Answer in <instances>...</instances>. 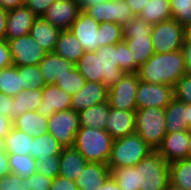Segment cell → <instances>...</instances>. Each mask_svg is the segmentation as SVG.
Segmentation results:
<instances>
[{
	"label": "cell",
	"mask_w": 191,
	"mask_h": 190,
	"mask_svg": "<svg viewBox=\"0 0 191 190\" xmlns=\"http://www.w3.org/2000/svg\"><path fill=\"white\" fill-rule=\"evenodd\" d=\"M186 73L182 49L175 52L154 53L137 71L139 79L143 82L173 87Z\"/></svg>",
	"instance_id": "6da1fadb"
},
{
	"label": "cell",
	"mask_w": 191,
	"mask_h": 190,
	"mask_svg": "<svg viewBox=\"0 0 191 190\" xmlns=\"http://www.w3.org/2000/svg\"><path fill=\"white\" fill-rule=\"evenodd\" d=\"M114 139L104 129L80 127L73 147L88 161L107 164Z\"/></svg>",
	"instance_id": "7a4b0ae2"
},
{
	"label": "cell",
	"mask_w": 191,
	"mask_h": 190,
	"mask_svg": "<svg viewBox=\"0 0 191 190\" xmlns=\"http://www.w3.org/2000/svg\"><path fill=\"white\" fill-rule=\"evenodd\" d=\"M152 28L153 25L145 22L139 15L133 16L132 20L122 26L123 40L138 67L155 53L150 36Z\"/></svg>",
	"instance_id": "3957f363"
},
{
	"label": "cell",
	"mask_w": 191,
	"mask_h": 190,
	"mask_svg": "<svg viewBox=\"0 0 191 190\" xmlns=\"http://www.w3.org/2000/svg\"><path fill=\"white\" fill-rule=\"evenodd\" d=\"M154 151L136 132L113 141L107 165L110 170L135 166Z\"/></svg>",
	"instance_id": "277c9868"
},
{
	"label": "cell",
	"mask_w": 191,
	"mask_h": 190,
	"mask_svg": "<svg viewBox=\"0 0 191 190\" xmlns=\"http://www.w3.org/2000/svg\"><path fill=\"white\" fill-rule=\"evenodd\" d=\"M135 167L140 190H166L170 183L169 163L156 150Z\"/></svg>",
	"instance_id": "5b68a950"
},
{
	"label": "cell",
	"mask_w": 191,
	"mask_h": 190,
	"mask_svg": "<svg viewBox=\"0 0 191 190\" xmlns=\"http://www.w3.org/2000/svg\"><path fill=\"white\" fill-rule=\"evenodd\" d=\"M135 132L153 150H157L167 133L165 109L155 107L136 109Z\"/></svg>",
	"instance_id": "8992f818"
},
{
	"label": "cell",
	"mask_w": 191,
	"mask_h": 190,
	"mask_svg": "<svg viewBox=\"0 0 191 190\" xmlns=\"http://www.w3.org/2000/svg\"><path fill=\"white\" fill-rule=\"evenodd\" d=\"M150 36L155 53L175 52L184 44V26L175 19L161 21L153 24Z\"/></svg>",
	"instance_id": "52a82bcc"
},
{
	"label": "cell",
	"mask_w": 191,
	"mask_h": 190,
	"mask_svg": "<svg viewBox=\"0 0 191 190\" xmlns=\"http://www.w3.org/2000/svg\"><path fill=\"white\" fill-rule=\"evenodd\" d=\"M48 132L63 147H73L79 130V114L72 109L57 111L47 118Z\"/></svg>",
	"instance_id": "ba28073f"
},
{
	"label": "cell",
	"mask_w": 191,
	"mask_h": 190,
	"mask_svg": "<svg viewBox=\"0 0 191 190\" xmlns=\"http://www.w3.org/2000/svg\"><path fill=\"white\" fill-rule=\"evenodd\" d=\"M6 41L14 66L39 65L48 53L30 34Z\"/></svg>",
	"instance_id": "9c48e42d"
},
{
	"label": "cell",
	"mask_w": 191,
	"mask_h": 190,
	"mask_svg": "<svg viewBox=\"0 0 191 190\" xmlns=\"http://www.w3.org/2000/svg\"><path fill=\"white\" fill-rule=\"evenodd\" d=\"M139 80L137 73H125L114 86L109 88L110 107L118 110H136V92Z\"/></svg>",
	"instance_id": "30bf717a"
},
{
	"label": "cell",
	"mask_w": 191,
	"mask_h": 190,
	"mask_svg": "<svg viewBox=\"0 0 191 190\" xmlns=\"http://www.w3.org/2000/svg\"><path fill=\"white\" fill-rule=\"evenodd\" d=\"M174 99V87L166 84H153L139 80L136 92V109H165Z\"/></svg>",
	"instance_id": "8fae6325"
},
{
	"label": "cell",
	"mask_w": 191,
	"mask_h": 190,
	"mask_svg": "<svg viewBox=\"0 0 191 190\" xmlns=\"http://www.w3.org/2000/svg\"><path fill=\"white\" fill-rule=\"evenodd\" d=\"M97 22H113L120 25L127 24L133 19L131 7L125 0L105 1L87 8L84 11Z\"/></svg>",
	"instance_id": "7c38bea8"
},
{
	"label": "cell",
	"mask_w": 191,
	"mask_h": 190,
	"mask_svg": "<svg viewBox=\"0 0 191 190\" xmlns=\"http://www.w3.org/2000/svg\"><path fill=\"white\" fill-rule=\"evenodd\" d=\"M81 9L77 0H55L42 18L61 30L70 29Z\"/></svg>",
	"instance_id": "4fadbf2b"
},
{
	"label": "cell",
	"mask_w": 191,
	"mask_h": 190,
	"mask_svg": "<svg viewBox=\"0 0 191 190\" xmlns=\"http://www.w3.org/2000/svg\"><path fill=\"white\" fill-rule=\"evenodd\" d=\"M100 23L81 11L69 29L82 44L86 52L96 51L100 47Z\"/></svg>",
	"instance_id": "5bb4252c"
},
{
	"label": "cell",
	"mask_w": 191,
	"mask_h": 190,
	"mask_svg": "<svg viewBox=\"0 0 191 190\" xmlns=\"http://www.w3.org/2000/svg\"><path fill=\"white\" fill-rule=\"evenodd\" d=\"M95 52L99 56L102 83L109 89L125 74L118 66V43L101 46Z\"/></svg>",
	"instance_id": "9a60e30c"
},
{
	"label": "cell",
	"mask_w": 191,
	"mask_h": 190,
	"mask_svg": "<svg viewBox=\"0 0 191 190\" xmlns=\"http://www.w3.org/2000/svg\"><path fill=\"white\" fill-rule=\"evenodd\" d=\"M109 89L103 83L85 82L75 95L72 96L71 109L80 112L88 107L108 101Z\"/></svg>",
	"instance_id": "2e32d148"
},
{
	"label": "cell",
	"mask_w": 191,
	"mask_h": 190,
	"mask_svg": "<svg viewBox=\"0 0 191 190\" xmlns=\"http://www.w3.org/2000/svg\"><path fill=\"white\" fill-rule=\"evenodd\" d=\"M42 95L43 99L37 111L44 117L71 109L72 96L54 84H46L42 88Z\"/></svg>",
	"instance_id": "e0dca14e"
},
{
	"label": "cell",
	"mask_w": 191,
	"mask_h": 190,
	"mask_svg": "<svg viewBox=\"0 0 191 190\" xmlns=\"http://www.w3.org/2000/svg\"><path fill=\"white\" fill-rule=\"evenodd\" d=\"M188 131L166 133L157 152L170 164L188 158Z\"/></svg>",
	"instance_id": "ac0fdd59"
},
{
	"label": "cell",
	"mask_w": 191,
	"mask_h": 190,
	"mask_svg": "<svg viewBox=\"0 0 191 190\" xmlns=\"http://www.w3.org/2000/svg\"><path fill=\"white\" fill-rule=\"evenodd\" d=\"M37 16L25 5L7 11L5 40L29 34Z\"/></svg>",
	"instance_id": "d6986e66"
},
{
	"label": "cell",
	"mask_w": 191,
	"mask_h": 190,
	"mask_svg": "<svg viewBox=\"0 0 191 190\" xmlns=\"http://www.w3.org/2000/svg\"><path fill=\"white\" fill-rule=\"evenodd\" d=\"M135 111L110 107L105 130L114 140L135 132Z\"/></svg>",
	"instance_id": "ffe728a7"
},
{
	"label": "cell",
	"mask_w": 191,
	"mask_h": 190,
	"mask_svg": "<svg viewBox=\"0 0 191 190\" xmlns=\"http://www.w3.org/2000/svg\"><path fill=\"white\" fill-rule=\"evenodd\" d=\"M110 175L107 164L88 162L74 183L79 190H99Z\"/></svg>",
	"instance_id": "44dd1931"
},
{
	"label": "cell",
	"mask_w": 191,
	"mask_h": 190,
	"mask_svg": "<svg viewBox=\"0 0 191 190\" xmlns=\"http://www.w3.org/2000/svg\"><path fill=\"white\" fill-rule=\"evenodd\" d=\"M74 68L75 64L73 62L68 61L54 52L47 53L39 62V69L46 84H54L58 77L67 74Z\"/></svg>",
	"instance_id": "7402d4cb"
},
{
	"label": "cell",
	"mask_w": 191,
	"mask_h": 190,
	"mask_svg": "<svg viewBox=\"0 0 191 190\" xmlns=\"http://www.w3.org/2000/svg\"><path fill=\"white\" fill-rule=\"evenodd\" d=\"M61 29L53 26L42 17H37L29 34L48 53L54 52Z\"/></svg>",
	"instance_id": "603a6c76"
},
{
	"label": "cell",
	"mask_w": 191,
	"mask_h": 190,
	"mask_svg": "<svg viewBox=\"0 0 191 190\" xmlns=\"http://www.w3.org/2000/svg\"><path fill=\"white\" fill-rule=\"evenodd\" d=\"M60 176L77 180L88 161L74 147H64L59 155Z\"/></svg>",
	"instance_id": "cb8c5ba5"
},
{
	"label": "cell",
	"mask_w": 191,
	"mask_h": 190,
	"mask_svg": "<svg viewBox=\"0 0 191 190\" xmlns=\"http://www.w3.org/2000/svg\"><path fill=\"white\" fill-rule=\"evenodd\" d=\"M43 99L42 88L40 89H22L13 97L11 107V120L23 115L25 112L37 111Z\"/></svg>",
	"instance_id": "d4e9b609"
},
{
	"label": "cell",
	"mask_w": 191,
	"mask_h": 190,
	"mask_svg": "<svg viewBox=\"0 0 191 190\" xmlns=\"http://www.w3.org/2000/svg\"><path fill=\"white\" fill-rule=\"evenodd\" d=\"M188 104L178 101L174 98L165 108V122L167 133L177 131H188Z\"/></svg>",
	"instance_id": "484cf974"
},
{
	"label": "cell",
	"mask_w": 191,
	"mask_h": 190,
	"mask_svg": "<svg viewBox=\"0 0 191 190\" xmlns=\"http://www.w3.org/2000/svg\"><path fill=\"white\" fill-rule=\"evenodd\" d=\"M85 50L82 44L69 30H61L54 53L76 64L83 56Z\"/></svg>",
	"instance_id": "4316f807"
},
{
	"label": "cell",
	"mask_w": 191,
	"mask_h": 190,
	"mask_svg": "<svg viewBox=\"0 0 191 190\" xmlns=\"http://www.w3.org/2000/svg\"><path fill=\"white\" fill-rule=\"evenodd\" d=\"M12 125L14 128L33 137H38L48 132L47 117L40 115L38 111L25 112L13 120Z\"/></svg>",
	"instance_id": "83f0119b"
},
{
	"label": "cell",
	"mask_w": 191,
	"mask_h": 190,
	"mask_svg": "<svg viewBox=\"0 0 191 190\" xmlns=\"http://www.w3.org/2000/svg\"><path fill=\"white\" fill-rule=\"evenodd\" d=\"M64 147L49 132L33 137L29 154L35 159H46L50 156H59Z\"/></svg>",
	"instance_id": "f1b7e54d"
},
{
	"label": "cell",
	"mask_w": 191,
	"mask_h": 190,
	"mask_svg": "<svg viewBox=\"0 0 191 190\" xmlns=\"http://www.w3.org/2000/svg\"><path fill=\"white\" fill-rule=\"evenodd\" d=\"M109 111L110 104L108 101L99 105L88 107L78 113L79 126L105 130Z\"/></svg>",
	"instance_id": "f546056e"
},
{
	"label": "cell",
	"mask_w": 191,
	"mask_h": 190,
	"mask_svg": "<svg viewBox=\"0 0 191 190\" xmlns=\"http://www.w3.org/2000/svg\"><path fill=\"white\" fill-rule=\"evenodd\" d=\"M139 16L152 25L172 19L170 0H150Z\"/></svg>",
	"instance_id": "4dcf8cb0"
},
{
	"label": "cell",
	"mask_w": 191,
	"mask_h": 190,
	"mask_svg": "<svg viewBox=\"0 0 191 190\" xmlns=\"http://www.w3.org/2000/svg\"><path fill=\"white\" fill-rule=\"evenodd\" d=\"M75 67L87 82L102 83L99 56H97L95 51H85L80 60L75 64Z\"/></svg>",
	"instance_id": "1f68e13d"
},
{
	"label": "cell",
	"mask_w": 191,
	"mask_h": 190,
	"mask_svg": "<svg viewBox=\"0 0 191 190\" xmlns=\"http://www.w3.org/2000/svg\"><path fill=\"white\" fill-rule=\"evenodd\" d=\"M32 139L33 136L12 126L9 134L4 139L6 152L8 154L29 155Z\"/></svg>",
	"instance_id": "d6a6232c"
},
{
	"label": "cell",
	"mask_w": 191,
	"mask_h": 190,
	"mask_svg": "<svg viewBox=\"0 0 191 190\" xmlns=\"http://www.w3.org/2000/svg\"><path fill=\"white\" fill-rule=\"evenodd\" d=\"M170 183L191 190V159L177 160L169 164Z\"/></svg>",
	"instance_id": "836d02e7"
},
{
	"label": "cell",
	"mask_w": 191,
	"mask_h": 190,
	"mask_svg": "<svg viewBox=\"0 0 191 190\" xmlns=\"http://www.w3.org/2000/svg\"><path fill=\"white\" fill-rule=\"evenodd\" d=\"M23 89L21 73L11 65L3 68L0 73V92L8 96H16Z\"/></svg>",
	"instance_id": "e575fe53"
},
{
	"label": "cell",
	"mask_w": 191,
	"mask_h": 190,
	"mask_svg": "<svg viewBox=\"0 0 191 190\" xmlns=\"http://www.w3.org/2000/svg\"><path fill=\"white\" fill-rule=\"evenodd\" d=\"M8 160L11 174L25 178L36 172V160L30 154H8Z\"/></svg>",
	"instance_id": "d590c367"
},
{
	"label": "cell",
	"mask_w": 191,
	"mask_h": 190,
	"mask_svg": "<svg viewBox=\"0 0 191 190\" xmlns=\"http://www.w3.org/2000/svg\"><path fill=\"white\" fill-rule=\"evenodd\" d=\"M111 176L121 190H140L135 166L114 168L111 170Z\"/></svg>",
	"instance_id": "8d00e7d4"
},
{
	"label": "cell",
	"mask_w": 191,
	"mask_h": 190,
	"mask_svg": "<svg viewBox=\"0 0 191 190\" xmlns=\"http://www.w3.org/2000/svg\"><path fill=\"white\" fill-rule=\"evenodd\" d=\"M18 72L21 73V81L23 89H40L46 83L40 72L39 65L16 66Z\"/></svg>",
	"instance_id": "74e56055"
},
{
	"label": "cell",
	"mask_w": 191,
	"mask_h": 190,
	"mask_svg": "<svg viewBox=\"0 0 191 190\" xmlns=\"http://www.w3.org/2000/svg\"><path fill=\"white\" fill-rule=\"evenodd\" d=\"M85 82V78L78 72L77 68L75 67L67 74L58 77L55 80L54 85L60 87L66 93L73 96L76 94V92L84 87Z\"/></svg>",
	"instance_id": "f35d334b"
},
{
	"label": "cell",
	"mask_w": 191,
	"mask_h": 190,
	"mask_svg": "<svg viewBox=\"0 0 191 190\" xmlns=\"http://www.w3.org/2000/svg\"><path fill=\"white\" fill-rule=\"evenodd\" d=\"M100 47L114 45L123 40L122 25L113 22H101L99 25Z\"/></svg>",
	"instance_id": "ab89813d"
},
{
	"label": "cell",
	"mask_w": 191,
	"mask_h": 190,
	"mask_svg": "<svg viewBox=\"0 0 191 190\" xmlns=\"http://www.w3.org/2000/svg\"><path fill=\"white\" fill-rule=\"evenodd\" d=\"M172 19L183 26L191 23V0H170Z\"/></svg>",
	"instance_id": "60d3db41"
},
{
	"label": "cell",
	"mask_w": 191,
	"mask_h": 190,
	"mask_svg": "<svg viewBox=\"0 0 191 190\" xmlns=\"http://www.w3.org/2000/svg\"><path fill=\"white\" fill-rule=\"evenodd\" d=\"M118 66L125 73H137L139 67L132 58L131 51L124 40L118 42Z\"/></svg>",
	"instance_id": "b9f144b4"
},
{
	"label": "cell",
	"mask_w": 191,
	"mask_h": 190,
	"mask_svg": "<svg viewBox=\"0 0 191 190\" xmlns=\"http://www.w3.org/2000/svg\"><path fill=\"white\" fill-rule=\"evenodd\" d=\"M60 160L59 156H50L46 159L36 160V172L39 174H44L46 177L54 179L60 175Z\"/></svg>",
	"instance_id": "7bdbcfd3"
},
{
	"label": "cell",
	"mask_w": 191,
	"mask_h": 190,
	"mask_svg": "<svg viewBox=\"0 0 191 190\" xmlns=\"http://www.w3.org/2000/svg\"><path fill=\"white\" fill-rule=\"evenodd\" d=\"M52 179L37 172L29 177L21 179V190H45L49 189Z\"/></svg>",
	"instance_id": "ee69618b"
},
{
	"label": "cell",
	"mask_w": 191,
	"mask_h": 190,
	"mask_svg": "<svg viewBox=\"0 0 191 190\" xmlns=\"http://www.w3.org/2000/svg\"><path fill=\"white\" fill-rule=\"evenodd\" d=\"M174 98L186 104H191V74L183 75L174 86Z\"/></svg>",
	"instance_id": "f6af8a7d"
},
{
	"label": "cell",
	"mask_w": 191,
	"mask_h": 190,
	"mask_svg": "<svg viewBox=\"0 0 191 190\" xmlns=\"http://www.w3.org/2000/svg\"><path fill=\"white\" fill-rule=\"evenodd\" d=\"M54 1L55 0H25L24 5L28 7L37 17H42Z\"/></svg>",
	"instance_id": "bcb514c9"
},
{
	"label": "cell",
	"mask_w": 191,
	"mask_h": 190,
	"mask_svg": "<svg viewBox=\"0 0 191 190\" xmlns=\"http://www.w3.org/2000/svg\"><path fill=\"white\" fill-rule=\"evenodd\" d=\"M21 177L14 174H8L0 177V190H21Z\"/></svg>",
	"instance_id": "7dc6e473"
},
{
	"label": "cell",
	"mask_w": 191,
	"mask_h": 190,
	"mask_svg": "<svg viewBox=\"0 0 191 190\" xmlns=\"http://www.w3.org/2000/svg\"><path fill=\"white\" fill-rule=\"evenodd\" d=\"M49 190H79L74 181L69 178L57 176L52 179Z\"/></svg>",
	"instance_id": "c3c4849f"
},
{
	"label": "cell",
	"mask_w": 191,
	"mask_h": 190,
	"mask_svg": "<svg viewBox=\"0 0 191 190\" xmlns=\"http://www.w3.org/2000/svg\"><path fill=\"white\" fill-rule=\"evenodd\" d=\"M13 105V97L0 92V114L11 119V107Z\"/></svg>",
	"instance_id": "681fc988"
},
{
	"label": "cell",
	"mask_w": 191,
	"mask_h": 190,
	"mask_svg": "<svg viewBox=\"0 0 191 190\" xmlns=\"http://www.w3.org/2000/svg\"><path fill=\"white\" fill-rule=\"evenodd\" d=\"M12 120L0 114V139H5L12 128Z\"/></svg>",
	"instance_id": "f907efd6"
},
{
	"label": "cell",
	"mask_w": 191,
	"mask_h": 190,
	"mask_svg": "<svg viewBox=\"0 0 191 190\" xmlns=\"http://www.w3.org/2000/svg\"><path fill=\"white\" fill-rule=\"evenodd\" d=\"M131 7L134 16H138L150 0H125Z\"/></svg>",
	"instance_id": "816d5d0a"
},
{
	"label": "cell",
	"mask_w": 191,
	"mask_h": 190,
	"mask_svg": "<svg viewBox=\"0 0 191 190\" xmlns=\"http://www.w3.org/2000/svg\"><path fill=\"white\" fill-rule=\"evenodd\" d=\"M25 0H0V8L5 11L14 10L17 7L24 6Z\"/></svg>",
	"instance_id": "f5cc1de1"
},
{
	"label": "cell",
	"mask_w": 191,
	"mask_h": 190,
	"mask_svg": "<svg viewBox=\"0 0 191 190\" xmlns=\"http://www.w3.org/2000/svg\"><path fill=\"white\" fill-rule=\"evenodd\" d=\"M0 62H12L9 45L5 39L0 40Z\"/></svg>",
	"instance_id": "db71d44e"
},
{
	"label": "cell",
	"mask_w": 191,
	"mask_h": 190,
	"mask_svg": "<svg viewBox=\"0 0 191 190\" xmlns=\"http://www.w3.org/2000/svg\"><path fill=\"white\" fill-rule=\"evenodd\" d=\"M182 51L184 54L186 71L191 74V42H184Z\"/></svg>",
	"instance_id": "11a10c76"
},
{
	"label": "cell",
	"mask_w": 191,
	"mask_h": 190,
	"mask_svg": "<svg viewBox=\"0 0 191 190\" xmlns=\"http://www.w3.org/2000/svg\"><path fill=\"white\" fill-rule=\"evenodd\" d=\"M8 174H11L8 153H0V177H4Z\"/></svg>",
	"instance_id": "9f6ffc18"
},
{
	"label": "cell",
	"mask_w": 191,
	"mask_h": 190,
	"mask_svg": "<svg viewBox=\"0 0 191 190\" xmlns=\"http://www.w3.org/2000/svg\"><path fill=\"white\" fill-rule=\"evenodd\" d=\"M7 11L0 8V40L5 39Z\"/></svg>",
	"instance_id": "6f0895ef"
},
{
	"label": "cell",
	"mask_w": 191,
	"mask_h": 190,
	"mask_svg": "<svg viewBox=\"0 0 191 190\" xmlns=\"http://www.w3.org/2000/svg\"><path fill=\"white\" fill-rule=\"evenodd\" d=\"M99 190H121L114 178L110 175Z\"/></svg>",
	"instance_id": "680465c9"
},
{
	"label": "cell",
	"mask_w": 191,
	"mask_h": 190,
	"mask_svg": "<svg viewBox=\"0 0 191 190\" xmlns=\"http://www.w3.org/2000/svg\"><path fill=\"white\" fill-rule=\"evenodd\" d=\"M81 11H85L87 8L99 4L100 2H105L107 0H77Z\"/></svg>",
	"instance_id": "91938a15"
},
{
	"label": "cell",
	"mask_w": 191,
	"mask_h": 190,
	"mask_svg": "<svg viewBox=\"0 0 191 190\" xmlns=\"http://www.w3.org/2000/svg\"><path fill=\"white\" fill-rule=\"evenodd\" d=\"M184 36H185L184 42H191V23L184 26Z\"/></svg>",
	"instance_id": "94428289"
},
{
	"label": "cell",
	"mask_w": 191,
	"mask_h": 190,
	"mask_svg": "<svg viewBox=\"0 0 191 190\" xmlns=\"http://www.w3.org/2000/svg\"><path fill=\"white\" fill-rule=\"evenodd\" d=\"M188 159H191V128L188 130Z\"/></svg>",
	"instance_id": "6125c7cd"
},
{
	"label": "cell",
	"mask_w": 191,
	"mask_h": 190,
	"mask_svg": "<svg viewBox=\"0 0 191 190\" xmlns=\"http://www.w3.org/2000/svg\"><path fill=\"white\" fill-rule=\"evenodd\" d=\"M13 65V62H0V73L3 68Z\"/></svg>",
	"instance_id": "be15d7a7"
},
{
	"label": "cell",
	"mask_w": 191,
	"mask_h": 190,
	"mask_svg": "<svg viewBox=\"0 0 191 190\" xmlns=\"http://www.w3.org/2000/svg\"><path fill=\"white\" fill-rule=\"evenodd\" d=\"M166 190H186L177 186L172 185L171 183H169L168 187L166 188Z\"/></svg>",
	"instance_id": "e7e4bbea"
},
{
	"label": "cell",
	"mask_w": 191,
	"mask_h": 190,
	"mask_svg": "<svg viewBox=\"0 0 191 190\" xmlns=\"http://www.w3.org/2000/svg\"><path fill=\"white\" fill-rule=\"evenodd\" d=\"M6 149H5V143H4V139H0V153H5Z\"/></svg>",
	"instance_id": "03108f58"
},
{
	"label": "cell",
	"mask_w": 191,
	"mask_h": 190,
	"mask_svg": "<svg viewBox=\"0 0 191 190\" xmlns=\"http://www.w3.org/2000/svg\"><path fill=\"white\" fill-rule=\"evenodd\" d=\"M188 124L191 128V104H188Z\"/></svg>",
	"instance_id": "003e7915"
}]
</instances>
